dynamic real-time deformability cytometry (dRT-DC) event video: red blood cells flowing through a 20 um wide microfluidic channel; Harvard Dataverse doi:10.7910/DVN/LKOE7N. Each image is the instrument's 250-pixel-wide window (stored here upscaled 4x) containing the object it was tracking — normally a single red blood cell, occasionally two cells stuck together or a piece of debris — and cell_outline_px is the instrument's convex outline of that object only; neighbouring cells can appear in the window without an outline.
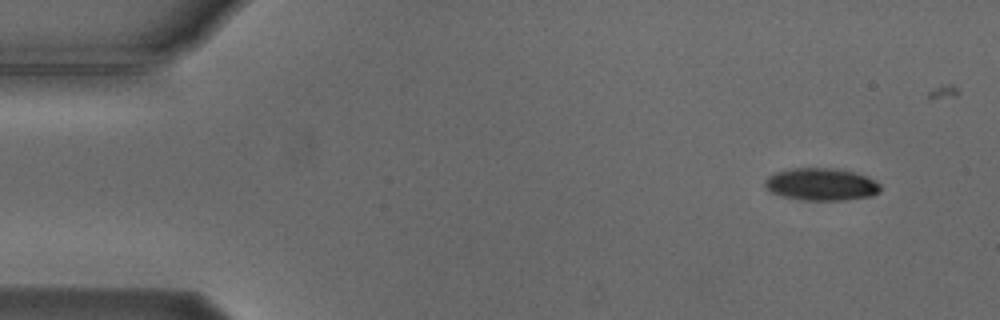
{"species": "Egyptian fruit bat (a non-hibernating species)", "species_latin": "Rousettus aegyptiacus", "temperature_condition": "cold", "stored_images_in_passage": 6, "camera_frame_rate_fps": 3000, "um_per_image_px": 0.085, "animal": {"sex": "male"}, "frame": {"image": 1, "passage_image": 1, "time_ms": 0.0, "image_size_px": [1000, 320], "cell_outline_px": [[880, 192], [872, 196], [844, 200], [804, 200], [780, 196], [768, 192], [764, 188], [764, 180], [768, 176], [776, 172], [792, 168], [840, 168], [856, 172], [868, 176], [876, 180], [880, 184]], "centroid_in_image_um": [69.8, 15.66], "position_along_channel_um": 15.2, "area_um2": 22.31}}
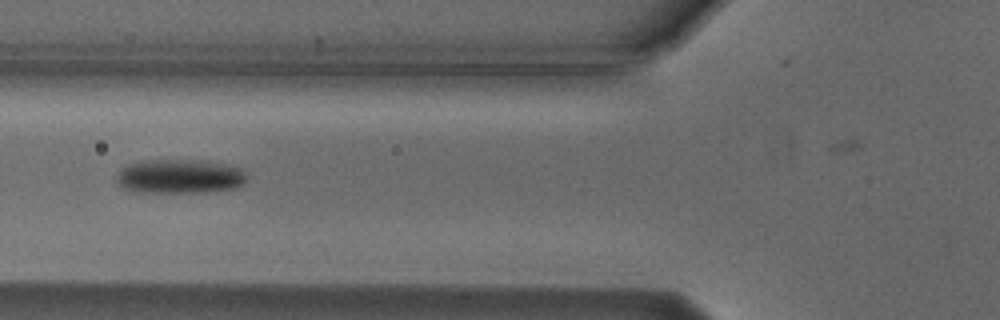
{"frame": {"image": 2, "passage_image": 5, "time_ms": 5.333, "image_size_px": [1000, 320], "cell_outline_px": [[248, 176], [244, 184], [236, 188], [204, 192], [136, 192], [124, 188], [116, 184], [116, 176], [128, 164], [144, 160], [208, 160], [228, 164], [244, 168]], "centroid_in_image_um": [15.34, 14.98], "position_along_channel_um": 110.5, "area_um2": 26.41}}